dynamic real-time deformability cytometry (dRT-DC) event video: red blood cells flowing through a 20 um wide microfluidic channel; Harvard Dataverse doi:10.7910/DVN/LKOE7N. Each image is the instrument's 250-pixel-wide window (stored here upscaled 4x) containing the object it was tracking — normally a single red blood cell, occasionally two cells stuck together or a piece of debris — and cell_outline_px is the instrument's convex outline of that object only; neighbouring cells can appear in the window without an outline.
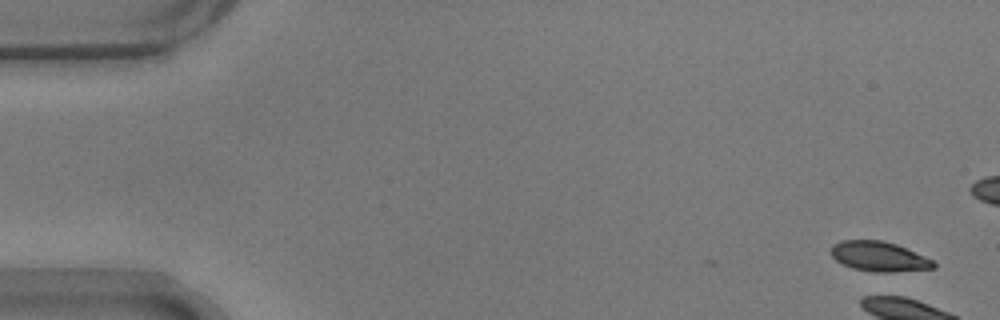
{"species": "common noctule bat (a hibernating species)", "species_latin": "Nyctalus noctula", "temperature_condition": "warm", "stored_images_in_passage": 3, "camera_frame_rate_fps": 3000, "um_per_image_px": 0.085, "animal": {"sex": "male", "body_mass_g": 17.9}, "frame": {"image": 1, "passage_image": 1, "time_ms": 0.0, "image_size_px": [1000, 320], "cell_outline_px": [[936, 268], [892, 272], [876, 272], [852, 268], [836, 260], [832, 256], [832, 244], [840, 240], [880, 240], [896, 244], [924, 256], [932, 260], [936, 264]], "centroid_in_image_um": [74.71, 21.8], "position_along_channel_um": 10.3, "area_um2": 17.69}}